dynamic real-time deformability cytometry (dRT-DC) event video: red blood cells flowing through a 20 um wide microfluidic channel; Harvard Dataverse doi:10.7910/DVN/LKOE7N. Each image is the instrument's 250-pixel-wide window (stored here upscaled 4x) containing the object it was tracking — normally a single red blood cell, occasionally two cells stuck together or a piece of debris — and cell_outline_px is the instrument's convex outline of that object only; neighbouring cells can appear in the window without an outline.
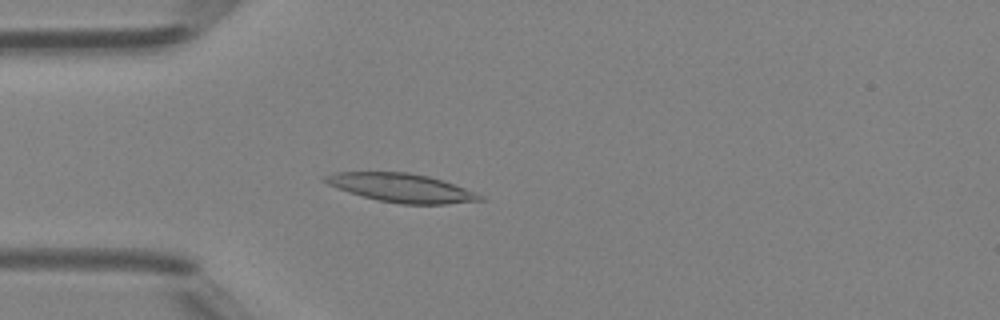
{"species": "Egyptian fruit bat (a non-hibernating species)", "species_latin": "Rousettus aegyptiacus", "temperature_condition": "room temperature", "stored_images_in_passage": 34, "camera_frame_rate_fps": 3000, "um_per_image_px": 0.085, "animal": {"sex": "female"}, "frame": {"image": 1, "passage_image": 3, "time_ms": 0.667, "image_size_px": [1000, 320], "cell_outline_px": [[484, 200], [444, 204], [400, 204], [380, 200], [364, 196], [328, 184], [324, 180], [324, 176], [336, 172], [408, 172], [428, 176], [476, 192]], "centroid_in_image_um": [34.14, 15.96], "position_along_channel_um": 50.9, "area_um2": 25.14}}
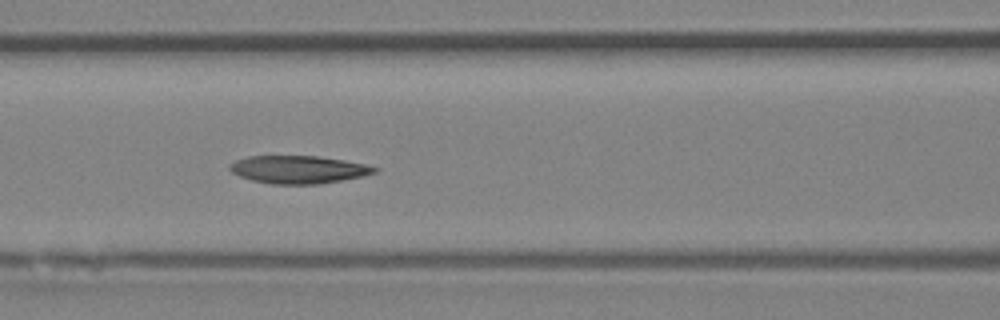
{"frame": {"image": 2, "passage_image": 10, "time_ms": 3.0, "image_size_px": [1000, 320], "cell_outline_px": [[380, 168], [376, 172], [364, 176], [316, 184], [272, 184], [252, 180], [240, 176], [232, 172], [228, 168], [228, 164], [236, 160], [248, 156], [320, 156], [344, 160], [364, 164]], "centroid_in_image_um": [25.35, 14.4], "position_along_channel_um": 141.2, "area_um2": 23.41}}
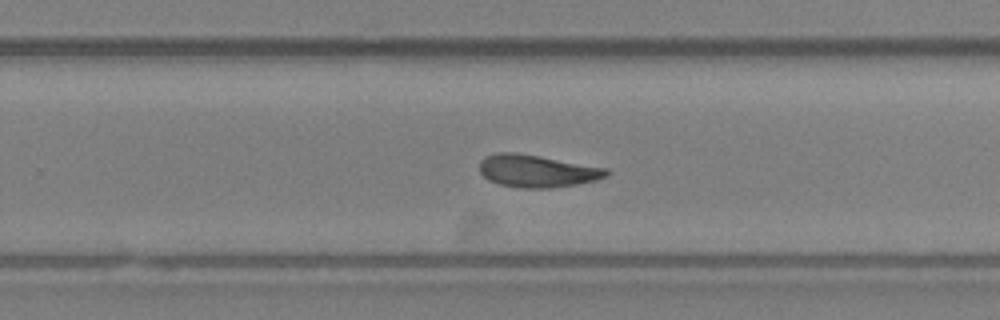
{"frame": {"image": 3, "passage_image": 20, "time_ms": 6.333, "image_size_px": [1000, 320], "cell_outline_px": [[608, 176], [596, 180], [576, 184], [552, 188], [520, 188], [500, 184], [488, 180], [480, 172], [480, 160], [484, 156], [496, 152], [516, 152], [608, 168]], "centroid_in_image_um": [45.62, 14.53], "position_along_channel_um": 284.2, "area_um2": 24.04}, "authors_computed_cell_mechanics": {"area_um2": 23.3512, "velocity_mm_per_s": 4.3149, "shape_relaxation_time_tau1_ms": 6.4126, "shape_relaxation_time_tau2_ms": null, "deformation_change_tau1": 0.1969, "deformation_change_tau2": null}}